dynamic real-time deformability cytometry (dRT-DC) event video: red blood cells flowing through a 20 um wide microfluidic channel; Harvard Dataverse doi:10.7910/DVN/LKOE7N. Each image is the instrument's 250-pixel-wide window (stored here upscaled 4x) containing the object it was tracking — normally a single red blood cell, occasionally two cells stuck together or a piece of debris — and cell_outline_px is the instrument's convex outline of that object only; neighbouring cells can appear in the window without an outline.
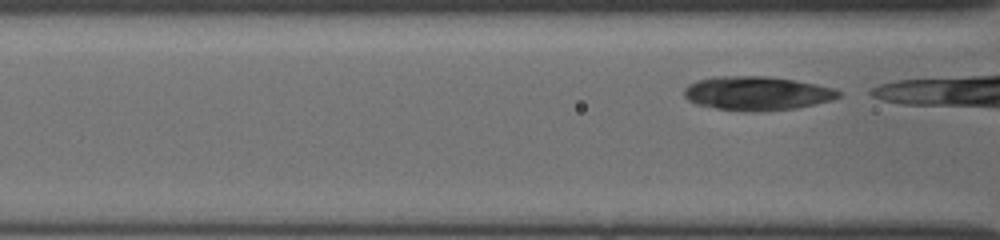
{"species": "common noctule bat (a hibernating species)", "species_latin": "Nyctalus noctula", "temperature_condition": "cold", "stored_images_in_passage": 17, "camera_frame_rate_fps": 3000, "um_per_image_px": 0.085, "animal": {"sex": "female", "body_mass_g": 19.5, "forearm_length_mm": 54.1}, "frame": {"image": 1, "passage_image": 17, "time_ms": 9.0, "image_size_px": [1000, 240], "cell_outline_px": [[840, 96], [832, 100], [796, 108], [748, 112], [744, 112], [716, 108], [696, 104], [688, 100], [684, 96], [684, 88], [688, 84], [696, 80], [716, 76], [768, 76], [796, 80], [816, 84], [832, 88], [840, 92]], "centroid_in_image_um": [64.3, 7.93], "position_along_channel_um": 102.3, "area_um2": 30.58}}